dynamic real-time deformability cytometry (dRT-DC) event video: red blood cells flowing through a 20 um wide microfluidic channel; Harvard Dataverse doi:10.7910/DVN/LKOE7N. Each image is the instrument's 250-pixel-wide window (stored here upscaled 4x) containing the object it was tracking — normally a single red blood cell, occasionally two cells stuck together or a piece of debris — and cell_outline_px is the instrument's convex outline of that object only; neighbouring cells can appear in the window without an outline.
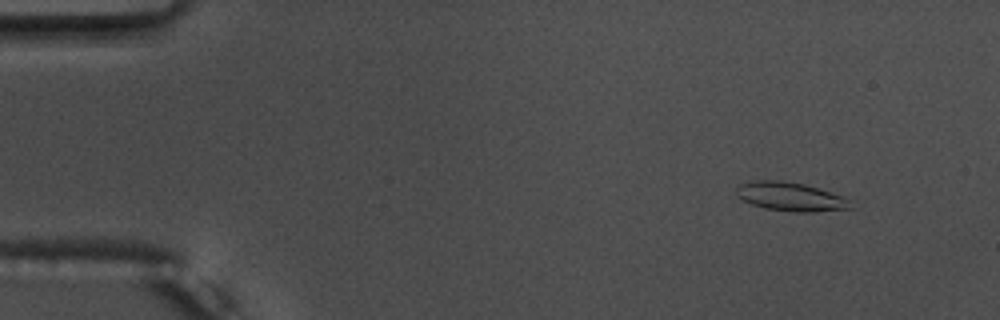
{"species": "common noctule bat (a hibernating species)", "species_latin": "Nyctalus noctula", "temperature_condition": "warm", "stored_images_in_passage": 56, "segment_of_instrument_passage": [1, 2], "camera_frame_rate_fps": 3000, "um_per_image_px": 0.085, "animal": {"sex": "male", "body_mass_g": 17.5, "forearm_length_mm": 52.3}, "frame": {"image": 1, "passage_image": 6, "time_ms": 1.667, "image_size_px": [1000, 320], "cell_outline_px": [[852, 208], [812, 212], [792, 212], [764, 208], [752, 204], [736, 196], [736, 188], [740, 184], [752, 180], [780, 180], [804, 184], [852, 200]], "centroid_in_image_um": [67.16, 16.72], "position_along_channel_um": 17.8, "area_um2": 19.07}}
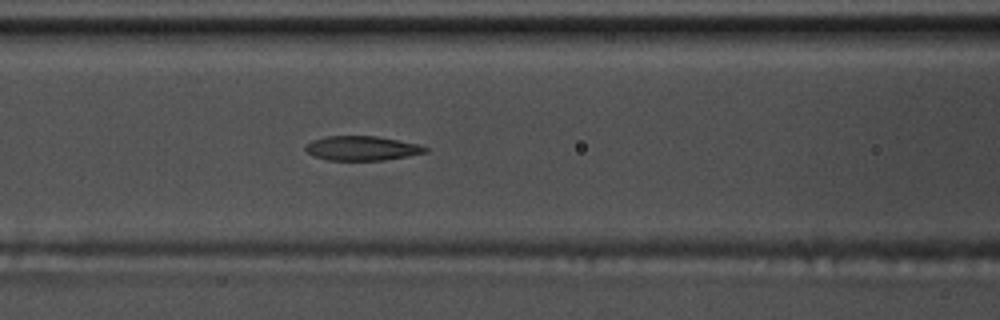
{"frame": {"image": 2, "passage_image": 24, "time_ms": 7.667, "image_size_px": [1000, 320], "cell_outline_px": [[428, 152], [408, 156], [384, 160], [328, 160], [316, 156], [308, 152], [304, 148], [312, 140], [324, 136], [376, 136], [420, 144], [428, 148]], "centroid_in_image_um": [30.8, 12.59], "position_along_channel_um": 135.8, "area_um2": 16.99}}
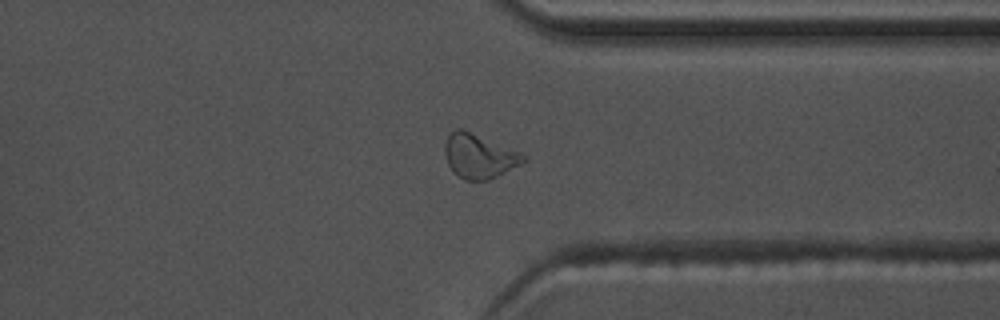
{"frame": {"image": 3, "passage_image": 43, "time_ms": 14.0, "image_size_px": [1000, 320], "cell_outline_px": [[528, 160], [488, 180], [464, 180], [452, 172], [448, 164], [444, 152], [444, 144], [448, 132], [456, 128], [464, 128], [520, 152], [528, 156]], "centroid_in_image_um": [40.69, 13.24], "position_along_channel_um": 370.7, "area_um2": 20.58}}